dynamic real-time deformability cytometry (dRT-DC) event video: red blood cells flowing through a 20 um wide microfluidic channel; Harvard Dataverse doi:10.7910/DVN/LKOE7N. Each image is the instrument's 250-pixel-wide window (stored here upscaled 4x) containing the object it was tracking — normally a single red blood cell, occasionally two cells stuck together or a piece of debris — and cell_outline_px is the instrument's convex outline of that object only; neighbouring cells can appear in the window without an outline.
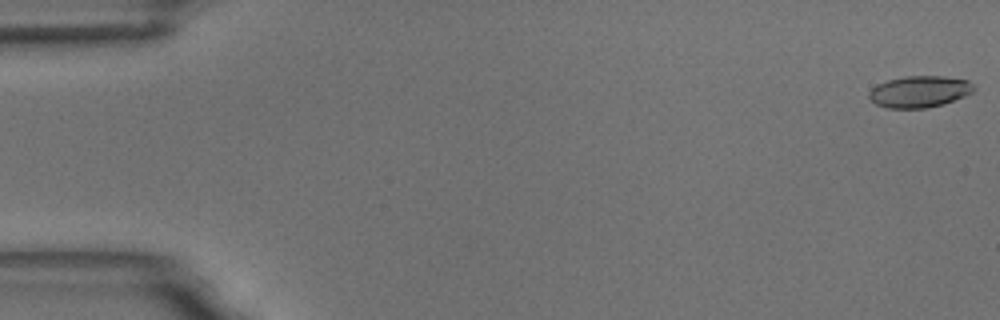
{"species": "common noctule bat (a hibernating species)", "species_latin": "Nyctalus noctula", "temperature_condition": "room temperature", "stored_images_in_passage": 18, "camera_frame_rate_fps": 3000, "um_per_image_px": 0.085, "animal": {"sex": "male", "body_mass_g": 18.8}, "frame": {"image": 1, "passage_image": 1, "time_ms": 0.0, "image_size_px": [1000, 320], "cell_outline_px": [[976, 88], [972, 92], [964, 96], [944, 104], [928, 108], [888, 108], [876, 104], [868, 96], [868, 92], [876, 84], [888, 80], [904, 76], [944, 76], [968, 80]], "centroid_in_image_um": [78.15, 7.78], "position_along_channel_um": 6.9, "area_um2": 19.36}}
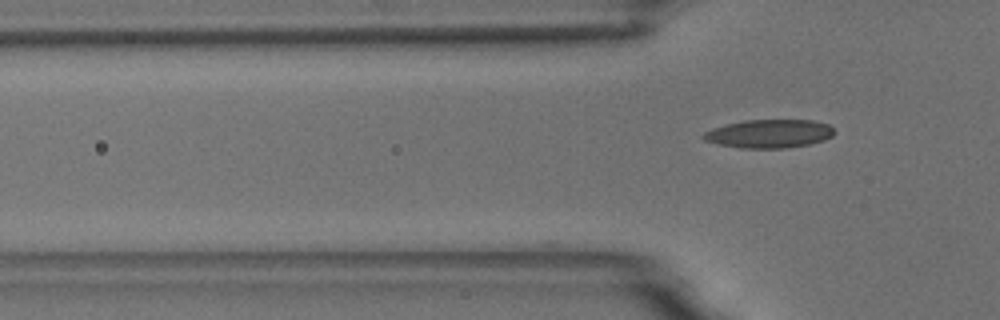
{"frame": {"image": 2, "passage_image": 18, "time_ms": 5.667, "image_size_px": [1000, 320], "cell_outline_px": [[832, 136], [824, 140], [808, 144], [784, 148], [740, 148], [720, 144], [704, 140], [700, 136], [704, 132], [712, 128], [744, 120], [812, 120], [828, 124], [832, 128]], "centroid_in_image_um": [65.35, 11.36], "position_along_channel_um": 60.5, "area_um2": 21.5}}